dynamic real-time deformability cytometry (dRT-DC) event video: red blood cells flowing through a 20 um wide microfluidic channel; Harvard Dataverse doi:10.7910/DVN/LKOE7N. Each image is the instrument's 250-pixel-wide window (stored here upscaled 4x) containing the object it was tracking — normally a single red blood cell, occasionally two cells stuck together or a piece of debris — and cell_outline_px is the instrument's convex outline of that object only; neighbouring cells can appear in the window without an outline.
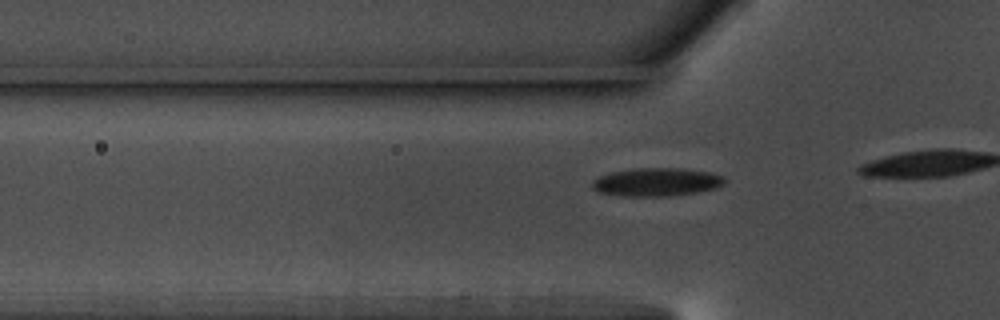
{"species": "common noctule bat (a hibernating species)", "species_latin": "Nyctalus noctula", "temperature_condition": "warm", "stored_images_in_passage": 10, "camera_frame_rate_fps": 3000, "um_per_image_px": 0.085, "animal": {"sex": "male", "body_mass_g": 17.5, "forearm_length_mm": 52.3}, "frame": {"image": 1, "passage_image": 5, "time_ms": 1.333, "image_size_px": [1000, 320], "cell_outline_px": [[724, 184], [716, 188], [696, 192], [668, 196], [620, 196], [600, 192], [592, 188], [592, 180], [600, 176], [612, 172], [632, 168], [680, 168], [712, 172], [724, 176]], "centroid_in_image_um": [55.81, 15.47], "position_along_channel_um": 70.0, "area_um2": 21.85}}
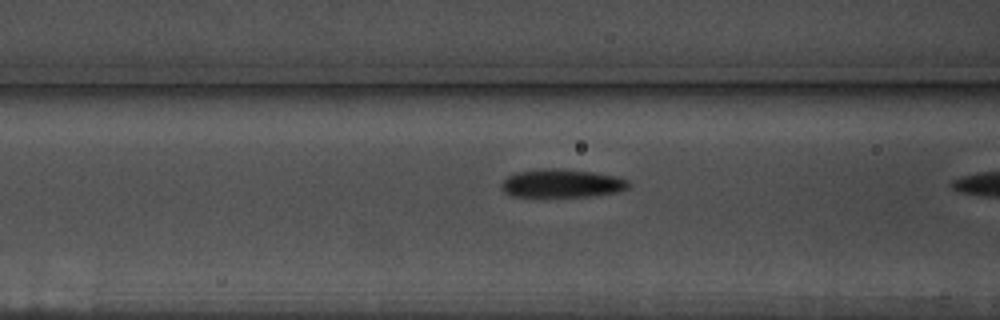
{"frame": {"image": 2, "passage_image": 9, "time_ms": 2.667, "image_size_px": [1000, 320], "cell_outline_px": [[632, 184], [628, 188], [616, 192], [592, 196], [512, 196], [504, 192], [500, 184], [508, 176], [516, 172], [544, 168], [556, 168], [592, 172], [616, 176], [628, 180]], "centroid_in_image_um": [47.76, 15.58], "position_along_channel_um": 118.8, "area_um2": 20.92}}